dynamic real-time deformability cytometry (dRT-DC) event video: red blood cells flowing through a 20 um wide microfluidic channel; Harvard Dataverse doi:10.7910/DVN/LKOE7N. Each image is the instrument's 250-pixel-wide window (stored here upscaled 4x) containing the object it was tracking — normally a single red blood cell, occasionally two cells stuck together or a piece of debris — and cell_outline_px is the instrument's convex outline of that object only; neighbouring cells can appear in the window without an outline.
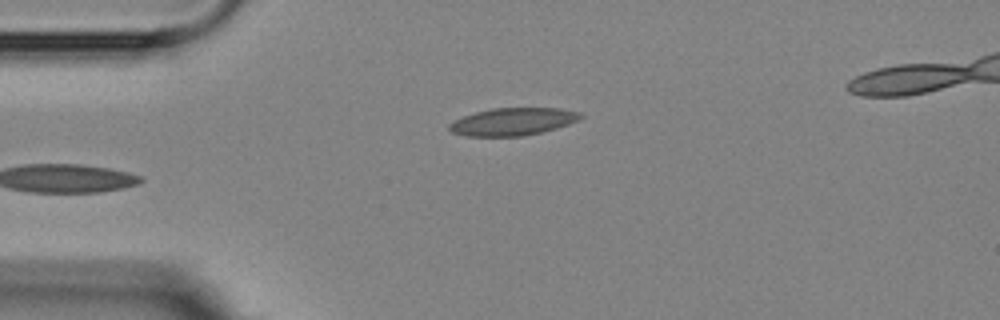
{"species": "Egyptian fruit bat (a non-hibernating species)", "species_latin": "Rousettus aegyptiacus", "temperature_condition": "room temperature", "stored_images_in_passage": 4, "camera_frame_rate_fps": 3000, "um_per_image_px": 0.085, "animal": {"sex": "female"}, "frame": {"image": 1, "passage_image": 4, "time_ms": 3.333, "image_size_px": [1000, 320], "cell_outline_px": [[584, 116], [568, 124], [556, 128], [524, 136], [464, 136], [452, 132], [448, 128], [448, 124], [464, 116], [476, 112], [492, 108], [560, 108], [580, 112]], "centroid_in_image_um": [43.58, 10.34], "position_along_channel_um": 41.4, "area_um2": 20.92}}